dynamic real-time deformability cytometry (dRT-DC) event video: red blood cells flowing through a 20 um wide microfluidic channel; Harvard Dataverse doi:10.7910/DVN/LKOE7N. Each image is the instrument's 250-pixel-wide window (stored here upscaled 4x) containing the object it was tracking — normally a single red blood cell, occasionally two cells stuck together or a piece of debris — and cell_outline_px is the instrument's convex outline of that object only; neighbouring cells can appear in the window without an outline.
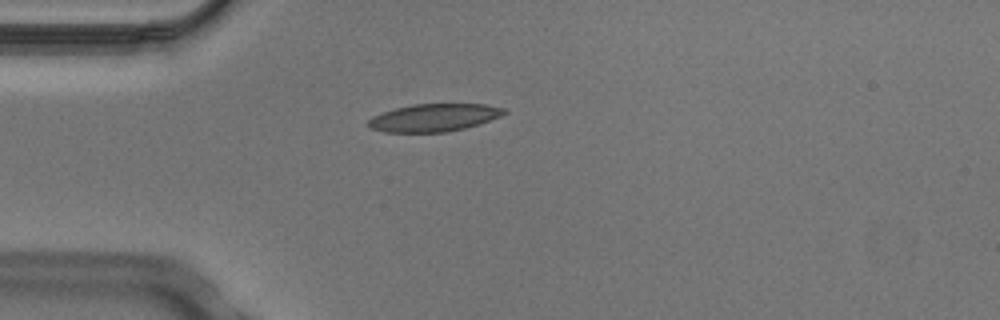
{"species": "Egyptian fruit bat (a non-hibernating species)", "species_latin": "Rousettus aegyptiacus", "temperature_condition": "cold", "stored_images_in_passage": 2, "camera_frame_rate_fps": 3000, "um_per_image_px": 0.085, "animal": {"sex": "male"}, "frame": {"image": 1, "passage_image": 2, "time_ms": 0.333, "image_size_px": [1000, 320], "cell_outline_px": [[508, 112], [500, 116], [464, 128], [444, 132], [384, 132], [372, 128], [368, 124], [368, 120], [372, 116], [396, 108], [412, 104], [484, 104], [504, 108]], "centroid_in_image_um": [36.87, 9.99], "position_along_channel_um": 48.1, "area_um2": 21.56}}